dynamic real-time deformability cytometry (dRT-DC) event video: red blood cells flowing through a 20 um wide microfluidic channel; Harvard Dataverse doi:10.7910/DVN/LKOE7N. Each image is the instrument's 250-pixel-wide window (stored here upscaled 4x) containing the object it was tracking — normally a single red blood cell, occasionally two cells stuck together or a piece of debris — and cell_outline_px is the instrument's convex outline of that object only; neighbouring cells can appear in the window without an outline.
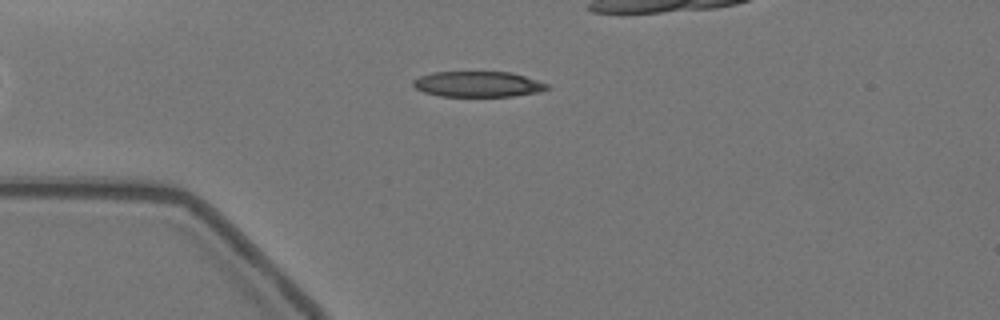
{"species": "Egyptian fruit bat (a non-hibernating species)", "species_latin": "Rousettus aegyptiacus", "temperature_condition": "warm", "stored_images_in_passage": 51, "camera_frame_rate_fps": 3000, "um_per_image_px": 0.085, "animal": {"sex": "female"}, "frame": {"image": 1, "passage_image": 13, "time_ms": 4.0, "image_size_px": [1000, 320], "cell_outline_px": [[552, 88], [540, 92], [512, 96], [440, 96], [424, 92], [416, 88], [412, 84], [412, 80], [420, 76], [432, 72], [512, 72], [548, 84]], "centroid_in_image_um": [40.64, 7.15], "position_along_channel_um": 44.4, "area_um2": 20.0}}
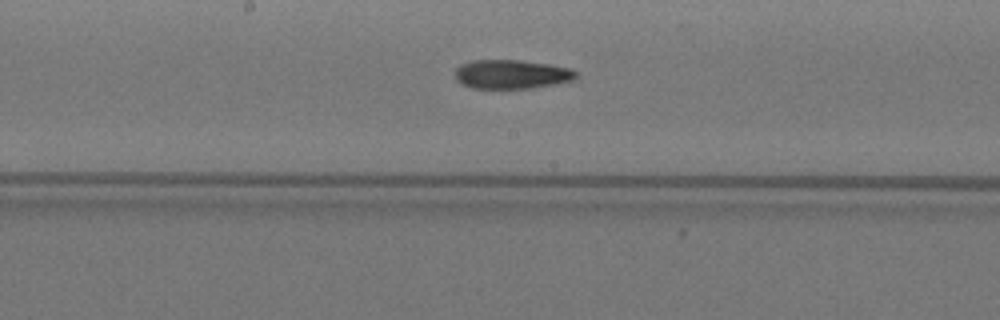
{"frame": {"image": 2, "passage_image": 28, "time_ms": 9.0, "image_size_px": [1000, 320], "cell_outline_px": [[576, 76], [572, 80], [556, 84], [532, 88], [472, 88], [460, 84], [456, 80], [456, 68], [460, 64], [472, 60], [516, 60], [548, 64], [572, 68], [576, 72]], "centroid_in_image_um": [43.46, 6.31], "position_along_channel_um": 204.7, "area_um2": 20.46}}
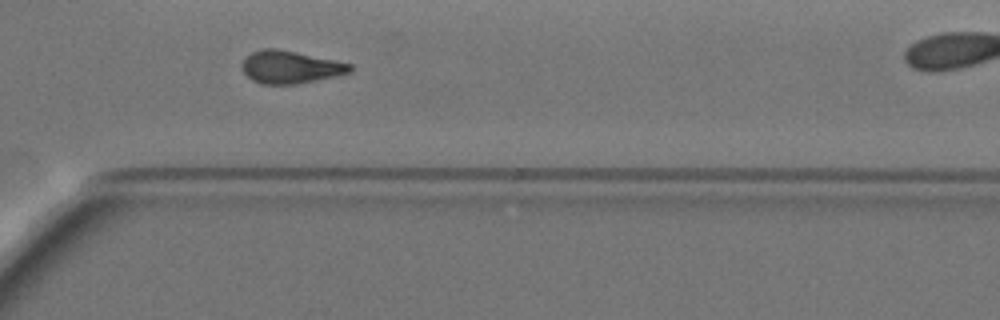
{"frame": {"image": 3, "passage_image": 40, "time_ms": 13.0, "image_size_px": [1000, 320], "cell_outline_px": [[352, 72], [336, 76], [296, 84], [260, 84], [252, 80], [244, 72], [240, 64], [244, 56], [252, 52], [264, 48], [276, 48], [336, 60], [352, 64]], "centroid_in_image_um": [24.66, 5.7], "position_along_channel_um": 345.9, "area_um2": 20.69}, "authors_computed_cell_mechanics": {"area_um2": 20.6346, "velocity_mm_per_s": 3.5457, "shape_relaxation_time_tau1_ms": null, "shape_relaxation_time_tau2_ms": 3.7475, "deformation_change_tau1": null, "deformation_change_tau2": 0.1198}}